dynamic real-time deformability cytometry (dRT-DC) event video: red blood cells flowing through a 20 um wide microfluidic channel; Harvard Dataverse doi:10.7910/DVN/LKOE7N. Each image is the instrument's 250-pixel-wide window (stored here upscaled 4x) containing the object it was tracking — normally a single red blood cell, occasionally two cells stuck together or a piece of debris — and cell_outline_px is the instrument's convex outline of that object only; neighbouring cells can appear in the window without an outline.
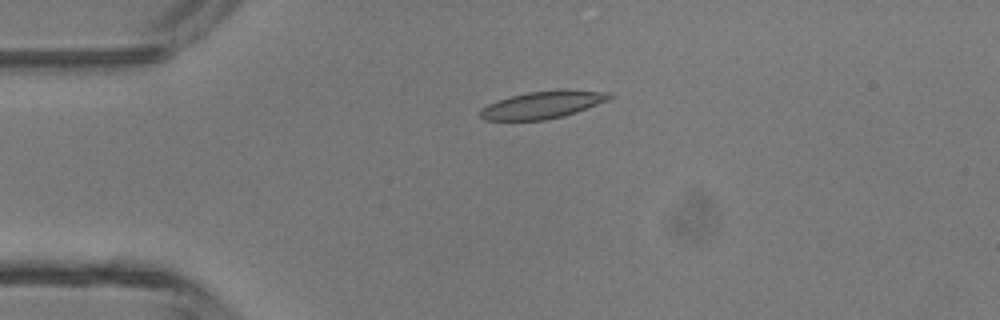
{"species": "common noctule bat (a hibernating species)", "species_latin": "Nyctalus noctula", "temperature_condition": "room temperature", "stored_images_in_passage": 4, "camera_frame_rate_fps": 3000, "um_per_image_px": 0.085, "animal": {"sex": "male", "body_mass_g": 13.3}, "frame": {"image": 1, "passage_image": 3, "time_ms": 0.667, "image_size_px": [1000, 320], "cell_outline_px": [[612, 96], [608, 100], [576, 112], [564, 116], [544, 120], [484, 120], [480, 116], [480, 108], [496, 100], [528, 92], [560, 88], [568, 88], [608, 92]], "centroid_in_image_um": [46.13, 8.88], "position_along_channel_um": 38.9, "area_um2": 20.87}}